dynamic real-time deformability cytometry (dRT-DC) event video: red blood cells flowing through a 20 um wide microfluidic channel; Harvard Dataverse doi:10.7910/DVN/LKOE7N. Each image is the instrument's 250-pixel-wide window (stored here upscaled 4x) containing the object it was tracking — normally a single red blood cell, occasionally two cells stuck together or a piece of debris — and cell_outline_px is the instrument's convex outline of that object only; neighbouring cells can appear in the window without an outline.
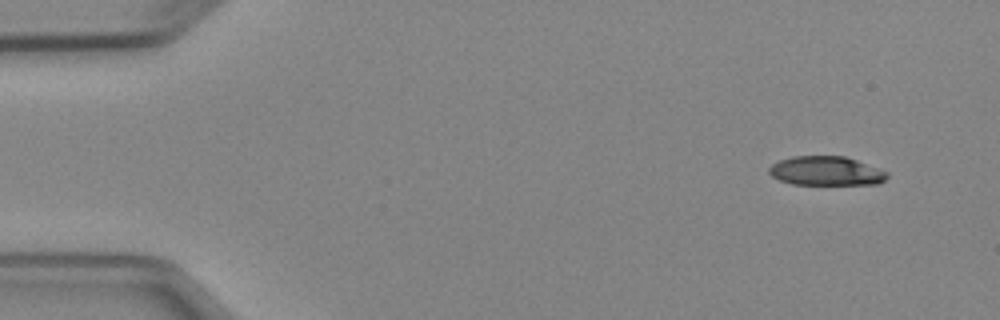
{"species": "Egyptian fruit bat (a non-hibernating species)", "species_latin": "Rousettus aegyptiacus", "temperature_condition": "cold", "stored_images_in_passage": 5, "camera_frame_rate_fps": 3000, "um_per_image_px": 0.085, "animal": {"sex": "female"}, "frame": {"image": 1, "passage_image": 1, "time_ms": 0.0, "image_size_px": [1000, 320], "cell_outline_px": [[888, 176], [880, 184], [792, 184], [780, 180], [772, 176], [768, 172], [768, 168], [772, 164], [780, 160], [792, 156], [844, 156], [880, 168], [888, 172]], "centroid_in_image_um": [70.23, 14.53], "position_along_channel_um": 14.8, "area_um2": 20.06}}
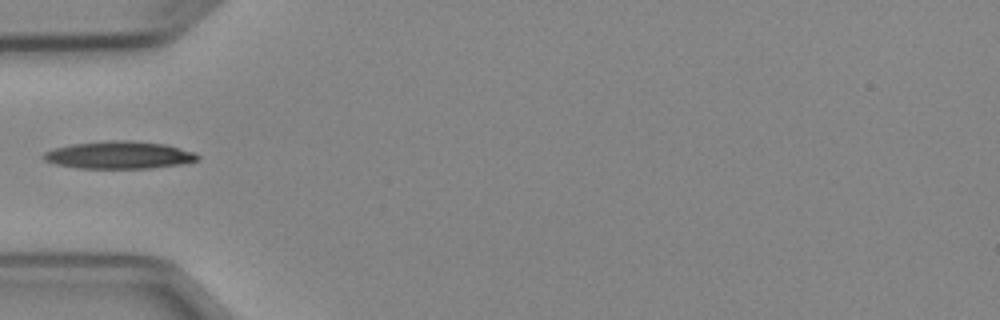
{"frame": {"image": 2, "passage_image": 4, "time_ms": 4.333, "image_size_px": [1000, 320], "cell_outline_px": [[200, 156], [196, 160], [184, 164], [152, 168], [76, 168], [56, 164], [44, 160], [40, 156], [44, 152], [56, 148], [72, 144], [108, 140], [132, 140], [164, 144], [192, 152]], "centroid_in_image_um": [10.09, 13.18], "position_along_channel_um": 74.9, "area_um2": 24.62}}
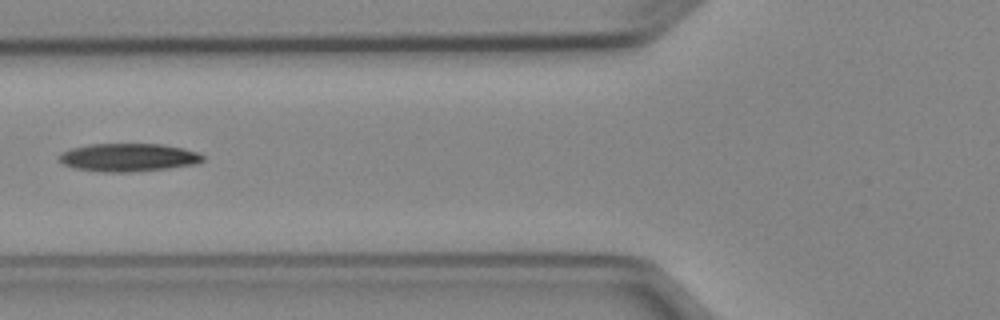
{"frame": {"image": 3, "passage_image": 5, "time_ms": 5.333, "image_size_px": [1000, 320], "cell_outline_px": [[204, 160], [196, 164], [168, 168], [132, 172], [104, 172], [76, 168], [64, 164], [56, 160], [60, 152], [72, 148], [88, 144], [160, 144], [184, 148], [200, 152], [204, 156]], "centroid_in_image_um": [10.91, 13.38], "position_along_channel_um": 114.9, "area_um2": 23.7}}